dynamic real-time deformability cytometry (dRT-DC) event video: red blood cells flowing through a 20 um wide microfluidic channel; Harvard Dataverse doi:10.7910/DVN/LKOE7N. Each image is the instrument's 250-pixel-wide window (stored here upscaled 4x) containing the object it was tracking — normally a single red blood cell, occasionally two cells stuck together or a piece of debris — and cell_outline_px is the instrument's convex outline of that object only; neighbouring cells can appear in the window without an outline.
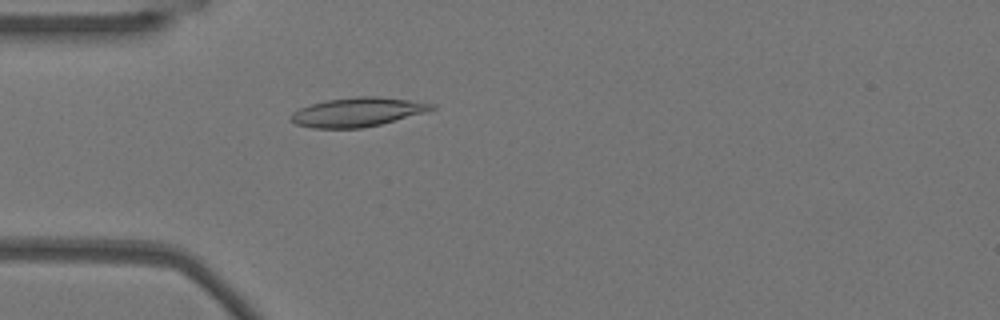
{"species": "Egyptian fruit bat (a non-hibernating species)", "species_latin": "Rousettus aegyptiacus", "temperature_condition": "warm", "stored_images_in_passage": 22, "camera_frame_rate_fps": 3000, "um_per_image_px": 0.085, "animal": {"sex": "female"}, "frame": {"image": 1, "passage_image": 11, "time_ms": 3.333, "image_size_px": [1000, 320], "cell_outline_px": [[436, 108], [424, 112], [380, 124], [364, 128], [312, 128], [296, 124], [288, 120], [288, 116], [292, 112], [300, 108], [312, 104], [328, 100], [356, 96], [376, 96], [408, 100], [436, 104]], "centroid_in_image_um": [30.33, 9.53], "position_along_channel_um": 54.7, "area_um2": 23.7}}
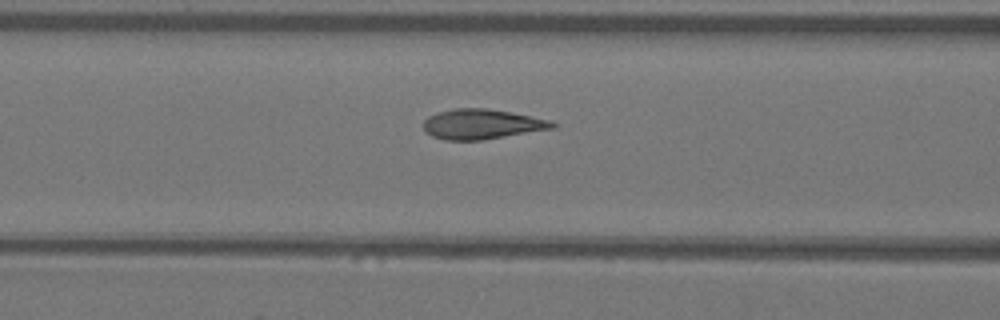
{"frame": {"image": 2, "passage_image": 17, "time_ms": 5.333, "image_size_px": [1000, 320], "cell_outline_px": [[556, 128], [480, 140], [444, 140], [432, 136], [424, 132], [424, 120], [428, 116], [436, 112], [456, 108], [488, 108], [552, 120], [556, 124]], "centroid_in_image_um": [40.94, 10.55], "position_along_channel_um": 125.7, "area_um2": 22.6}}
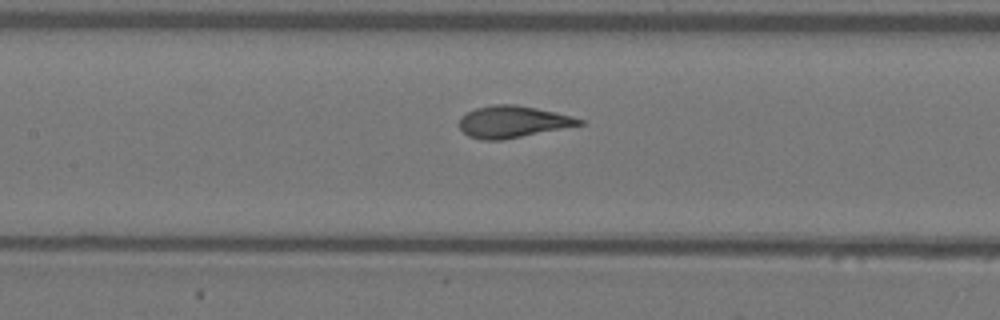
{"frame": {"image": 3, "passage_image": 20, "time_ms": 6.333, "image_size_px": [1000, 320], "cell_outline_px": [[584, 124], [504, 140], [484, 140], [468, 136], [460, 128], [460, 116], [476, 108], [496, 104], [516, 104], [556, 112], [572, 116], [584, 120]], "centroid_in_image_um": [43.59, 10.35], "position_along_channel_um": 163.8, "area_um2": 22.2}}